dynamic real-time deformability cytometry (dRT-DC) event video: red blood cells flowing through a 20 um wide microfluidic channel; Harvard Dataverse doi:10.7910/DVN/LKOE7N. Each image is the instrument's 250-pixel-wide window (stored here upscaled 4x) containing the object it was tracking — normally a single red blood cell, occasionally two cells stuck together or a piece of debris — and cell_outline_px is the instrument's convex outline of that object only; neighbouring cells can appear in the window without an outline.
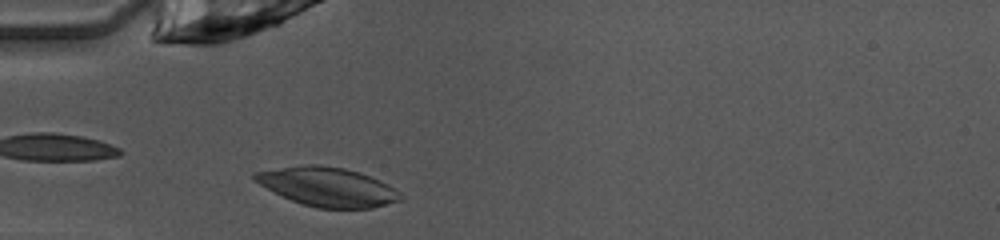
{"species": "common noctule bat (a hibernating species)", "species_latin": "Nyctalus noctula", "temperature_condition": "warm", "stored_images_in_passage": 23, "camera_frame_rate_fps": 3000, "um_per_image_px": 0.085, "animal": {"sex": "female", "body_mass_g": 10.0, "forearm_length_mm": 53.1}, "frame": {"image": 1, "passage_image": 1, "time_ms": 0.0, "image_size_px": [1000, 240], "cell_outline_px": [[404, 200], [372, 208], [316, 208], [292, 200], [260, 184], [252, 176], [256, 172], [300, 164], [320, 164], [344, 168], [360, 172], [380, 180], [388, 184], [400, 192], [404, 196]], "centroid_in_image_um": [27.92, 15.87], "position_along_channel_um": 57.1, "area_um2": 33.06}}